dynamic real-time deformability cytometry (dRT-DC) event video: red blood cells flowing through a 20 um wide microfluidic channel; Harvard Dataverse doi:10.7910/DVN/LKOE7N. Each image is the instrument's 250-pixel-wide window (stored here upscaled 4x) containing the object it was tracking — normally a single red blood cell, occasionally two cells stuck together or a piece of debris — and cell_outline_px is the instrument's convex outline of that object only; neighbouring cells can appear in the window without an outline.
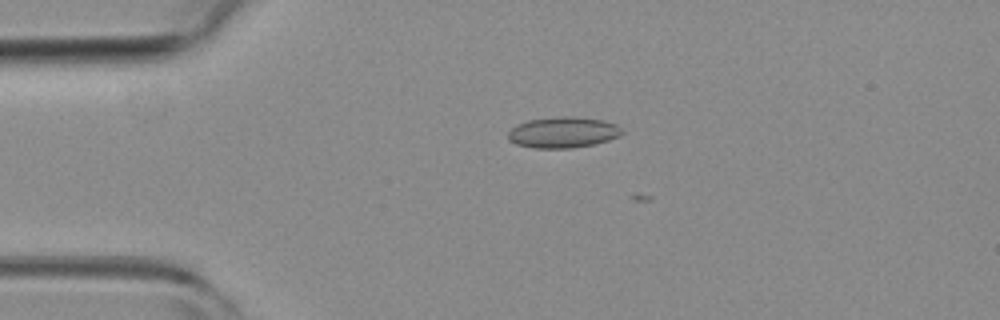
{"species": "common noctule bat (a hibernating species)", "species_latin": "Nyctalus noctula", "temperature_condition": "room temperature", "stored_images_in_passage": 4, "camera_frame_rate_fps": 3000, "um_per_image_px": 0.085, "animal": {"sex": "female", "body_mass_g": 19.3, "forearm_length_mm": 54.1}, "frame": {"image": 1, "passage_image": 2, "time_ms": 0.333, "image_size_px": [1000, 320], "cell_outline_px": [[624, 132], [620, 136], [596, 144], [572, 148], [532, 148], [516, 144], [508, 140], [508, 132], [512, 128], [528, 120], [560, 116], [576, 116], [604, 120], [616, 124]], "centroid_in_image_um": [47.88, 11.25], "position_along_channel_um": 37.1, "area_um2": 20.69}}